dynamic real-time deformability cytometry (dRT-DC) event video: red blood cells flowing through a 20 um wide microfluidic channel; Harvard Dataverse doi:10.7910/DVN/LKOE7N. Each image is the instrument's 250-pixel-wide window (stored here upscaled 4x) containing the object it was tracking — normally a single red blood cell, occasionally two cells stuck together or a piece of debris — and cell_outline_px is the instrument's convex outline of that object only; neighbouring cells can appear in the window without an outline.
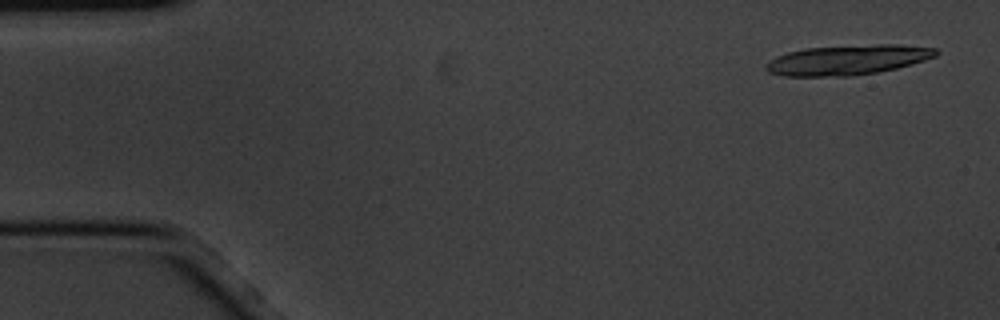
{"species": "common noctule bat (a hibernating species)", "species_latin": "Nyctalus noctula", "temperature_condition": "cold", "stored_images_in_passage": 6, "camera_frame_rate_fps": 3000, "um_per_image_px": 0.085, "animal": {"sex": "male", "body_mass_g": 20.1, "forearm_length_mm": 53.5}, "frame": {"image": 1, "passage_image": 1, "time_ms": 0.0, "image_size_px": [1000, 320], "cell_outline_px": [[940, 52], [936, 56], [912, 64], [896, 68], [876, 72], [852, 76], [784, 76], [768, 72], [764, 68], [764, 64], [768, 60], [788, 52], [804, 48], [876, 44], [900, 44], [936, 48]], "centroid_in_image_um": [72.04, 5.09], "position_along_channel_um": 13.0, "area_um2": 29.82}}